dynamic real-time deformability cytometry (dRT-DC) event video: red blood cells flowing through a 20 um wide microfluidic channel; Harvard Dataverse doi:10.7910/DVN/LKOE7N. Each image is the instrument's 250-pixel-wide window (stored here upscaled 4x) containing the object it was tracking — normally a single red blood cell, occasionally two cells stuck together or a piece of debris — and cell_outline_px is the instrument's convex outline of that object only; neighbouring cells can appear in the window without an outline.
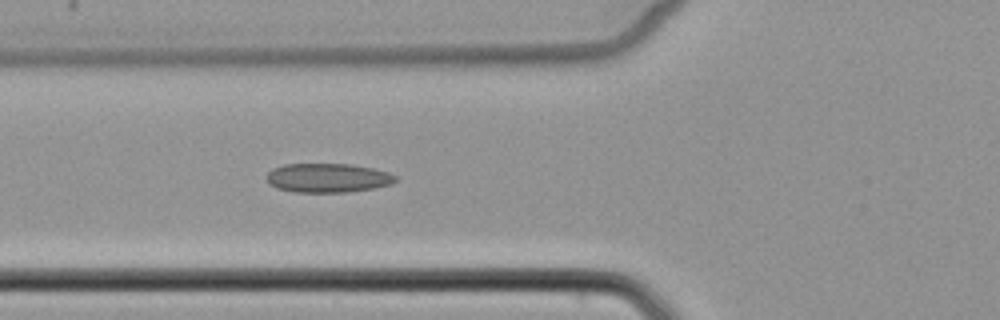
{"species": "common noctule bat (a hibernating species)", "species_latin": "Nyctalus noctula", "temperature_condition": "cold", "stored_images_in_passage": 6, "camera_frame_rate_fps": 3000, "um_per_image_px": 0.085, "animal": {"sex": "female", "body_mass_g": 22.7, "forearm_length_mm": 54.2}, "frame": {"image": 1, "passage_image": 6, "time_ms": 6.0, "image_size_px": [1000, 320], "cell_outline_px": [[396, 180], [392, 184], [372, 188], [344, 192], [296, 192], [276, 188], [268, 184], [268, 172], [272, 168], [284, 164], [352, 164], [372, 168], [388, 172], [396, 176]], "centroid_in_image_um": [27.84, 15.11], "position_along_channel_um": 98.0, "area_um2": 21.79}}